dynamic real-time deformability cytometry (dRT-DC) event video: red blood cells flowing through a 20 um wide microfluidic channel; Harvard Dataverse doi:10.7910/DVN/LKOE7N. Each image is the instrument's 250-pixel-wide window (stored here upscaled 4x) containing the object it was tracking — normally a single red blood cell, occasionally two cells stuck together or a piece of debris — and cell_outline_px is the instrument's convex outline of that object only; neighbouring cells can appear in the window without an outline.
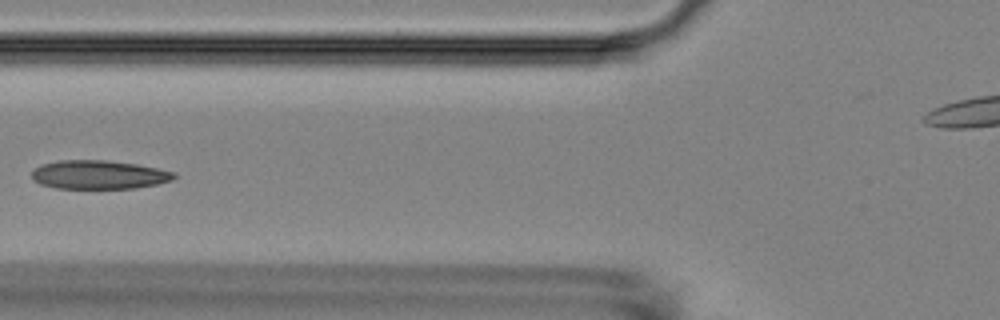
{"species": "Egyptian fruit bat (a non-hibernating species)", "species_latin": "Rousettus aegyptiacus", "temperature_condition": "room temperature", "stored_images_in_passage": 7, "camera_frame_rate_fps": 3000, "um_per_image_px": 0.085, "animal": {"sex": "female"}, "frame": {"image": 1, "passage_image": 7, "time_ms": 7.0, "image_size_px": [1000, 320], "cell_outline_px": [[176, 176], [172, 180], [156, 184], [136, 188], [56, 188], [40, 184], [32, 180], [32, 172], [40, 164], [60, 160], [108, 160], [136, 164], [176, 172]], "centroid_in_image_um": [8.39, 14.84], "position_along_channel_um": 117.4, "area_um2": 23.81}}